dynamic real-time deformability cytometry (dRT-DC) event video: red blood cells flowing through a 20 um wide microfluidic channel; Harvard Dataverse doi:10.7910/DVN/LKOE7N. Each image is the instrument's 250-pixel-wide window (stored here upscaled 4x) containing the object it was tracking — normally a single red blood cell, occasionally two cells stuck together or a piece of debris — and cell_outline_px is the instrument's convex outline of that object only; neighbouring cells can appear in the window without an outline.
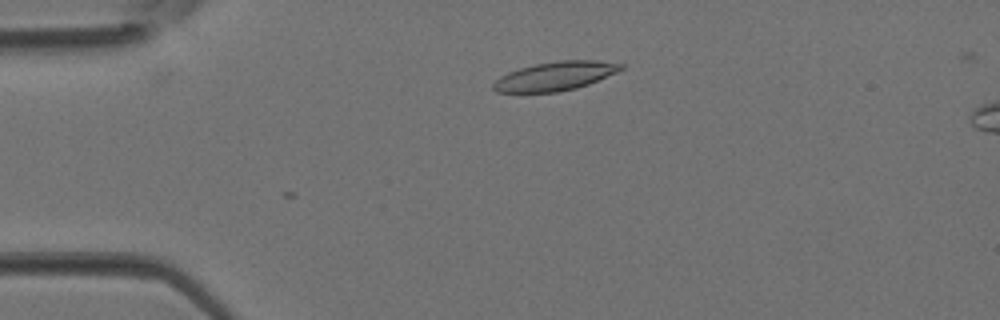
{"species": "Egyptian fruit bat (a non-hibernating species)", "species_latin": "Rousettus aegyptiacus", "temperature_condition": "room temperature", "stored_images_in_passage": 2, "camera_frame_rate_fps": 3000, "um_per_image_px": 0.085, "animal": {"sex": "female"}, "frame": {"image": 1, "passage_image": 2, "time_ms": 0.333, "image_size_px": [1000, 320], "cell_outline_px": [[624, 68], [616, 72], [588, 84], [576, 88], [556, 92], [496, 92], [492, 88], [492, 84], [500, 76], [508, 72], [520, 68], [536, 64], [556, 60], [596, 60], [624, 64]], "centroid_in_image_um": [47.17, 6.46], "position_along_channel_um": 37.8, "area_um2": 21.33}}